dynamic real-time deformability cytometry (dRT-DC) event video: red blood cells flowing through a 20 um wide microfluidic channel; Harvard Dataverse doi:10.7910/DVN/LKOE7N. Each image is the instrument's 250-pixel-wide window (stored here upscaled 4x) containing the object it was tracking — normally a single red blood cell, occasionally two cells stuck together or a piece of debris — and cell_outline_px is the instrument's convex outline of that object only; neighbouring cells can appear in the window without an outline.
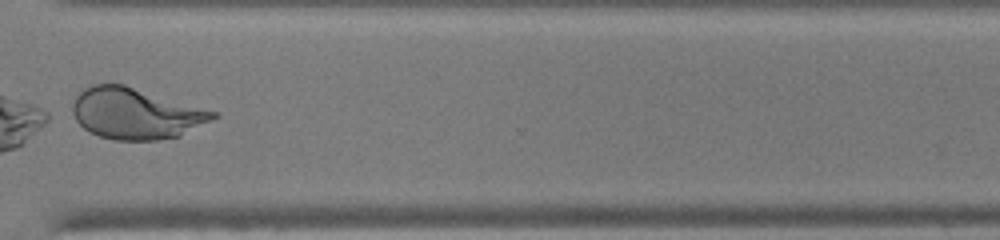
{"species": "human", "species_latin": "Homo sapiens", "temperature_condition": "warm", "stored_images_in_passage": 44, "camera_frame_rate_fps": 3000, "um_per_image_px": 0.085, "donor": {"sex": "male"}, "frame": {"image": 1, "passage_image": 34, "time_ms": 11.0, "image_size_px": [1000, 240], "cell_outline_px": [[220, 116], [180, 136], [156, 140], [112, 140], [88, 132], [76, 120], [72, 112], [72, 104], [76, 96], [84, 88], [92, 84], [124, 84], [220, 112]], "centroid_in_image_um": [11.56, 9.64], "position_along_channel_um": 359.0, "area_um2": 42.14}}